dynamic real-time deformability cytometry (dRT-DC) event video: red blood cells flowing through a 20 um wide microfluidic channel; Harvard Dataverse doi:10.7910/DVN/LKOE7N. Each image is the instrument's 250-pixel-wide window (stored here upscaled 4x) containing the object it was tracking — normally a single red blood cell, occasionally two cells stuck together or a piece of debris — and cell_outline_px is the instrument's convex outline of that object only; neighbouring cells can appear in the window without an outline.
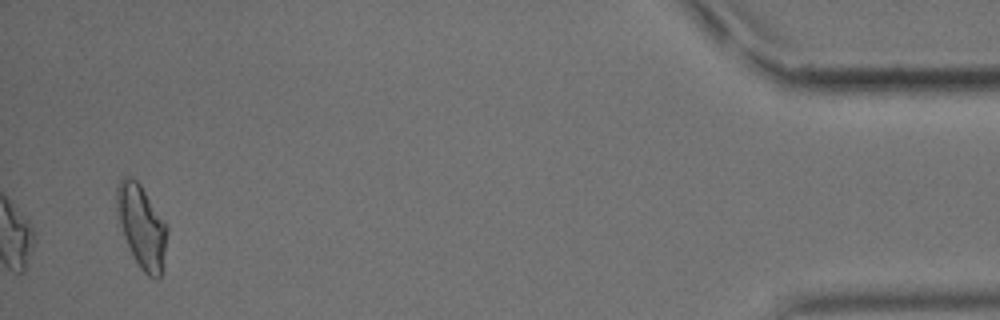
{"species": "common noctule bat (a hibernating species)", "species_latin": "Nyctalus noctula", "temperature_condition": "cold", "stored_images_in_passage": 40, "camera_frame_rate_fps": 3000, "um_per_image_px": 0.085, "animal": {"sex": "male", "body_mass_g": 15.6}, "frame": {"image": 1, "passage_image": 40, "time_ms": 13.0, "image_size_px": [1000, 320], "cell_outline_px": [[168, 228], [164, 268], [160, 276], [156, 280], [148, 276], [140, 268], [124, 236], [116, 208], [116, 184], [124, 176], [132, 176], [140, 184], [168, 224]], "centroid_in_image_um": [12.08, 19.23], "position_along_channel_um": 423.1, "area_um2": 24.57}, "authors_computed_cell_mechanics": {"area_um2": 17.3111, "velocity_mm_per_s": 3.5903, "shape_relaxation_time_tau1_ms": 10.7157, "shape_relaxation_time_tau2_ms": 10.4406, "deformation_change_tau1": 0.1958, "deformation_change_tau2": 0.2088}}